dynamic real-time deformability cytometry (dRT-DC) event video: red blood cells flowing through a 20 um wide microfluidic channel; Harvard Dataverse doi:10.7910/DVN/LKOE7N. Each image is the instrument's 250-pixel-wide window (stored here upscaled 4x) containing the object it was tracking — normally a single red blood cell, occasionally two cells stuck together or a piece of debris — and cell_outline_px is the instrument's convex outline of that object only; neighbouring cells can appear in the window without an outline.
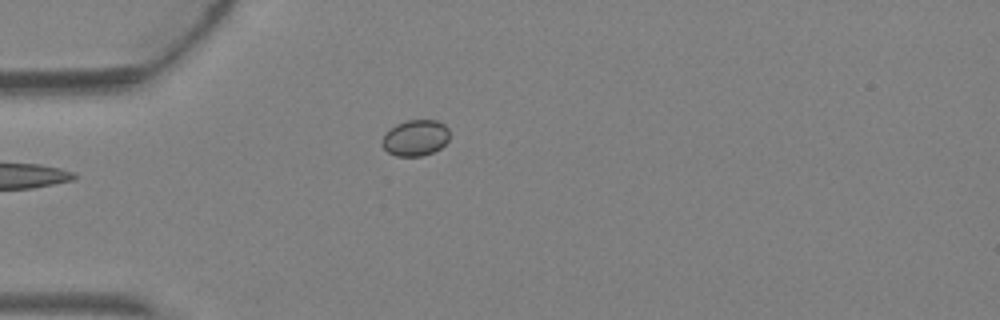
{"species": "Egyptian fruit bat (a non-hibernating species)", "species_latin": "Rousettus aegyptiacus", "temperature_condition": "warm", "stored_images_in_passage": 2, "camera_frame_rate_fps": 3000, "um_per_image_px": 0.085, "animal": {"sex": "female"}, "frame": {"image": 1, "passage_image": 1, "time_ms": 0.0, "image_size_px": [1000, 320], "cell_outline_px": [[448, 140], [440, 148], [432, 152], [420, 156], [396, 156], [388, 152], [380, 144], [380, 140], [396, 124], [408, 120], [436, 120], [444, 124], [448, 128]], "centroid_in_image_um": [35.3, 11.72], "position_along_channel_um": 49.7, "area_um2": 14.05}}
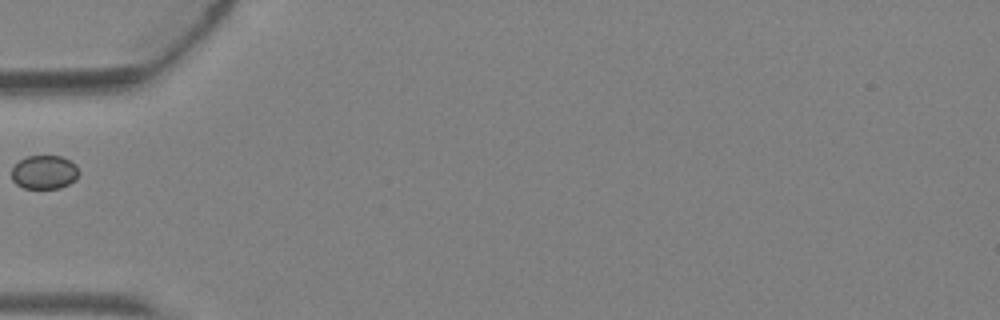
{"frame": {"image": 2, "passage_image": 2, "time_ms": 0.333, "image_size_px": [1000, 320], "cell_outline_px": [[80, 172], [76, 180], [60, 188], [24, 188], [16, 184], [12, 180], [12, 168], [20, 160], [28, 156], [64, 156], [76, 164]], "centroid_in_image_um": [3.8, 14.63], "position_along_channel_um": 81.2, "area_um2": 13.35}}